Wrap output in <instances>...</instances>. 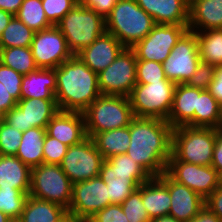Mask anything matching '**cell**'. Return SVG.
<instances>
[{
    "mask_svg": "<svg viewBox=\"0 0 222 222\" xmlns=\"http://www.w3.org/2000/svg\"><path fill=\"white\" fill-rule=\"evenodd\" d=\"M12 219L0 211V222H11Z\"/></svg>",
    "mask_w": 222,
    "mask_h": 222,
    "instance_id": "obj_55",
    "label": "cell"
},
{
    "mask_svg": "<svg viewBox=\"0 0 222 222\" xmlns=\"http://www.w3.org/2000/svg\"><path fill=\"white\" fill-rule=\"evenodd\" d=\"M188 222H222V220L205 205L198 214Z\"/></svg>",
    "mask_w": 222,
    "mask_h": 222,
    "instance_id": "obj_50",
    "label": "cell"
},
{
    "mask_svg": "<svg viewBox=\"0 0 222 222\" xmlns=\"http://www.w3.org/2000/svg\"><path fill=\"white\" fill-rule=\"evenodd\" d=\"M167 188L171 197L169 215L180 222H188L205 206V199L185 185L167 175Z\"/></svg>",
    "mask_w": 222,
    "mask_h": 222,
    "instance_id": "obj_20",
    "label": "cell"
},
{
    "mask_svg": "<svg viewBox=\"0 0 222 222\" xmlns=\"http://www.w3.org/2000/svg\"><path fill=\"white\" fill-rule=\"evenodd\" d=\"M46 135V128H30L23 132L21 144L16 157L30 168L43 163V144Z\"/></svg>",
    "mask_w": 222,
    "mask_h": 222,
    "instance_id": "obj_29",
    "label": "cell"
},
{
    "mask_svg": "<svg viewBox=\"0 0 222 222\" xmlns=\"http://www.w3.org/2000/svg\"><path fill=\"white\" fill-rule=\"evenodd\" d=\"M15 16L35 32L53 26L46 18L41 0H24Z\"/></svg>",
    "mask_w": 222,
    "mask_h": 222,
    "instance_id": "obj_34",
    "label": "cell"
},
{
    "mask_svg": "<svg viewBox=\"0 0 222 222\" xmlns=\"http://www.w3.org/2000/svg\"><path fill=\"white\" fill-rule=\"evenodd\" d=\"M104 158L91 137L68 147L60 164L72 183L86 181L99 176Z\"/></svg>",
    "mask_w": 222,
    "mask_h": 222,
    "instance_id": "obj_11",
    "label": "cell"
},
{
    "mask_svg": "<svg viewBox=\"0 0 222 222\" xmlns=\"http://www.w3.org/2000/svg\"><path fill=\"white\" fill-rule=\"evenodd\" d=\"M56 72L55 69L37 68L35 71L23 75L21 85V99L39 98L56 100Z\"/></svg>",
    "mask_w": 222,
    "mask_h": 222,
    "instance_id": "obj_25",
    "label": "cell"
},
{
    "mask_svg": "<svg viewBox=\"0 0 222 222\" xmlns=\"http://www.w3.org/2000/svg\"><path fill=\"white\" fill-rule=\"evenodd\" d=\"M29 195L18 189H0V211L12 220H18L22 215L25 201Z\"/></svg>",
    "mask_w": 222,
    "mask_h": 222,
    "instance_id": "obj_35",
    "label": "cell"
},
{
    "mask_svg": "<svg viewBox=\"0 0 222 222\" xmlns=\"http://www.w3.org/2000/svg\"><path fill=\"white\" fill-rule=\"evenodd\" d=\"M136 55L131 48H124L116 59L98 75L101 95L128 97L136 81Z\"/></svg>",
    "mask_w": 222,
    "mask_h": 222,
    "instance_id": "obj_9",
    "label": "cell"
},
{
    "mask_svg": "<svg viewBox=\"0 0 222 222\" xmlns=\"http://www.w3.org/2000/svg\"><path fill=\"white\" fill-rule=\"evenodd\" d=\"M218 130L222 132V114H221V122H220V125L218 127Z\"/></svg>",
    "mask_w": 222,
    "mask_h": 222,
    "instance_id": "obj_56",
    "label": "cell"
},
{
    "mask_svg": "<svg viewBox=\"0 0 222 222\" xmlns=\"http://www.w3.org/2000/svg\"><path fill=\"white\" fill-rule=\"evenodd\" d=\"M194 32L198 40V48L201 61L214 66H221L222 29Z\"/></svg>",
    "mask_w": 222,
    "mask_h": 222,
    "instance_id": "obj_31",
    "label": "cell"
},
{
    "mask_svg": "<svg viewBox=\"0 0 222 222\" xmlns=\"http://www.w3.org/2000/svg\"><path fill=\"white\" fill-rule=\"evenodd\" d=\"M202 91L187 84H176L171 111L167 118L172 128L194 127V111L197 109L198 96Z\"/></svg>",
    "mask_w": 222,
    "mask_h": 222,
    "instance_id": "obj_22",
    "label": "cell"
},
{
    "mask_svg": "<svg viewBox=\"0 0 222 222\" xmlns=\"http://www.w3.org/2000/svg\"><path fill=\"white\" fill-rule=\"evenodd\" d=\"M67 210L62 206L28 196L19 222H58Z\"/></svg>",
    "mask_w": 222,
    "mask_h": 222,
    "instance_id": "obj_27",
    "label": "cell"
},
{
    "mask_svg": "<svg viewBox=\"0 0 222 222\" xmlns=\"http://www.w3.org/2000/svg\"><path fill=\"white\" fill-rule=\"evenodd\" d=\"M124 48L114 35L105 31L76 56L93 72L98 74L100 71L106 69Z\"/></svg>",
    "mask_w": 222,
    "mask_h": 222,
    "instance_id": "obj_18",
    "label": "cell"
},
{
    "mask_svg": "<svg viewBox=\"0 0 222 222\" xmlns=\"http://www.w3.org/2000/svg\"><path fill=\"white\" fill-rule=\"evenodd\" d=\"M67 145L61 143L59 140L45 135L43 144V163L60 165L63 157L68 150Z\"/></svg>",
    "mask_w": 222,
    "mask_h": 222,
    "instance_id": "obj_40",
    "label": "cell"
},
{
    "mask_svg": "<svg viewBox=\"0 0 222 222\" xmlns=\"http://www.w3.org/2000/svg\"><path fill=\"white\" fill-rule=\"evenodd\" d=\"M155 24L188 25V0H135Z\"/></svg>",
    "mask_w": 222,
    "mask_h": 222,
    "instance_id": "obj_21",
    "label": "cell"
},
{
    "mask_svg": "<svg viewBox=\"0 0 222 222\" xmlns=\"http://www.w3.org/2000/svg\"><path fill=\"white\" fill-rule=\"evenodd\" d=\"M188 25L155 24L151 32L131 49L137 60L163 63Z\"/></svg>",
    "mask_w": 222,
    "mask_h": 222,
    "instance_id": "obj_15",
    "label": "cell"
},
{
    "mask_svg": "<svg viewBox=\"0 0 222 222\" xmlns=\"http://www.w3.org/2000/svg\"><path fill=\"white\" fill-rule=\"evenodd\" d=\"M129 126L127 155L152 177L165 173L172 156L173 128L169 122L158 118L134 117Z\"/></svg>",
    "mask_w": 222,
    "mask_h": 222,
    "instance_id": "obj_1",
    "label": "cell"
},
{
    "mask_svg": "<svg viewBox=\"0 0 222 222\" xmlns=\"http://www.w3.org/2000/svg\"><path fill=\"white\" fill-rule=\"evenodd\" d=\"M23 75L0 62V82L7 88L8 93L18 102L21 100V85Z\"/></svg>",
    "mask_w": 222,
    "mask_h": 222,
    "instance_id": "obj_41",
    "label": "cell"
},
{
    "mask_svg": "<svg viewBox=\"0 0 222 222\" xmlns=\"http://www.w3.org/2000/svg\"><path fill=\"white\" fill-rule=\"evenodd\" d=\"M24 0H0V9L16 15Z\"/></svg>",
    "mask_w": 222,
    "mask_h": 222,
    "instance_id": "obj_51",
    "label": "cell"
},
{
    "mask_svg": "<svg viewBox=\"0 0 222 222\" xmlns=\"http://www.w3.org/2000/svg\"><path fill=\"white\" fill-rule=\"evenodd\" d=\"M30 178L31 168L18 157L0 155V189L12 187L29 195Z\"/></svg>",
    "mask_w": 222,
    "mask_h": 222,
    "instance_id": "obj_26",
    "label": "cell"
},
{
    "mask_svg": "<svg viewBox=\"0 0 222 222\" xmlns=\"http://www.w3.org/2000/svg\"><path fill=\"white\" fill-rule=\"evenodd\" d=\"M30 48L38 68L56 69L73 56L56 26L35 32Z\"/></svg>",
    "mask_w": 222,
    "mask_h": 222,
    "instance_id": "obj_16",
    "label": "cell"
},
{
    "mask_svg": "<svg viewBox=\"0 0 222 222\" xmlns=\"http://www.w3.org/2000/svg\"><path fill=\"white\" fill-rule=\"evenodd\" d=\"M46 134L69 147L79 144L87 138L84 114L59 110L47 124Z\"/></svg>",
    "mask_w": 222,
    "mask_h": 222,
    "instance_id": "obj_19",
    "label": "cell"
},
{
    "mask_svg": "<svg viewBox=\"0 0 222 222\" xmlns=\"http://www.w3.org/2000/svg\"><path fill=\"white\" fill-rule=\"evenodd\" d=\"M222 107L208 90L198 96L197 109L194 111V127L218 129L221 122Z\"/></svg>",
    "mask_w": 222,
    "mask_h": 222,
    "instance_id": "obj_30",
    "label": "cell"
},
{
    "mask_svg": "<svg viewBox=\"0 0 222 222\" xmlns=\"http://www.w3.org/2000/svg\"><path fill=\"white\" fill-rule=\"evenodd\" d=\"M58 222H77L68 212Z\"/></svg>",
    "mask_w": 222,
    "mask_h": 222,
    "instance_id": "obj_54",
    "label": "cell"
},
{
    "mask_svg": "<svg viewBox=\"0 0 222 222\" xmlns=\"http://www.w3.org/2000/svg\"><path fill=\"white\" fill-rule=\"evenodd\" d=\"M0 62L22 75H27L38 68L30 47L0 49Z\"/></svg>",
    "mask_w": 222,
    "mask_h": 222,
    "instance_id": "obj_32",
    "label": "cell"
},
{
    "mask_svg": "<svg viewBox=\"0 0 222 222\" xmlns=\"http://www.w3.org/2000/svg\"><path fill=\"white\" fill-rule=\"evenodd\" d=\"M35 31L14 16L0 37V49L30 47Z\"/></svg>",
    "mask_w": 222,
    "mask_h": 222,
    "instance_id": "obj_33",
    "label": "cell"
},
{
    "mask_svg": "<svg viewBox=\"0 0 222 222\" xmlns=\"http://www.w3.org/2000/svg\"><path fill=\"white\" fill-rule=\"evenodd\" d=\"M151 222H180V221L176 220L174 217H171L170 215H165L159 218H155L151 220Z\"/></svg>",
    "mask_w": 222,
    "mask_h": 222,
    "instance_id": "obj_53",
    "label": "cell"
},
{
    "mask_svg": "<svg viewBox=\"0 0 222 222\" xmlns=\"http://www.w3.org/2000/svg\"><path fill=\"white\" fill-rule=\"evenodd\" d=\"M201 62L198 40L194 31L187 30L162 63L165 77L175 84H186Z\"/></svg>",
    "mask_w": 222,
    "mask_h": 222,
    "instance_id": "obj_10",
    "label": "cell"
},
{
    "mask_svg": "<svg viewBox=\"0 0 222 222\" xmlns=\"http://www.w3.org/2000/svg\"><path fill=\"white\" fill-rule=\"evenodd\" d=\"M55 99L60 111L83 113L101 91L98 75L73 55L55 69Z\"/></svg>",
    "mask_w": 222,
    "mask_h": 222,
    "instance_id": "obj_2",
    "label": "cell"
},
{
    "mask_svg": "<svg viewBox=\"0 0 222 222\" xmlns=\"http://www.w3.org/2000/svg\"><path fill=\"white\" fill-rule=\"evenodd\" d=\"M8 92L9 91L7 90V88L0 82V116L1 117L17 105V101Z\"/></svg>",
    "mask_w": 222,
    "mask_h": 222,
    "instance_id": "obj_49",
    "label": "cell"
},
{
    "mask_svg": "<svg viewBox=\"0 0 222 222\" xmlns=\"http://www.w3.org/2000/svg\"><path fill=\"white\" fill-rule=\"evenodd\" d=\"M107 161L113 165V170L122 172H147L141 165L130 158L127 153L115 155Z\"/></svg>",
    "mask_w": 222,
    "mask_h": 222,
    "instance_id": "obj_44",
    "label": "cell"
},
{
    "mask_svg": "<svg viewBox=\"0 0 222 222\" xmlns=\"http://www.w3.org/2000/svg\"><path fill=\"white\" fill-rule=\"evenodd\" d=\"M118 0H79V3L86 8L95 11L98 15L106 19Z\"/></svg>",
    "mask_w": 222,
    "mask_h": 222,
    "instance_id": "obj_45",
    "label": "cell"
},
{
    "mask_svg": "<svg viewBox=\"0 0 222 222\" xmlns=\"http://www.w3.org/2000/svg\"><path fill=\"white\" fill-rule=\"evenodd\" d=\"M99 177L106 183L110 204H122L135 189L152 176L148 172L115 171L113 165L104 160Z\"/></svg>",
    "mask_w": 222,
    "mask_h": 222,
    "instance_id": "obj_17",
    "label": "cell"
},
{
    "mask_svg": "<svg viewBox=\"0 0 222 222\" xmlns=\"http://www.w3.org/2000/svg\"><path fill=\"white\" fill-rule=\"evenodd\" d=\"M59 111L56 100L23 98L1 118L15 129L25 132L30 128H46Z\"/></svg>",
    "mask_w": 222,
    "mask_h": 222,
    "instance_id": "obj_14",
    "label": "cell"
},
{
    "mask_svg": "<svg viewBox=\"0 0 222 222\" xmlns=\"http://www.w3.org/2000/svg\"><path fill=\"white\" fill-rule=\"evenodd\" d=\"M23 132L0 119V155L16 156Z\"/></svg>",
    "mask_w": 222,
    "mask_h": 222,
    "instance_id": "obj_37",
    "label": "cell"
},
{
    "mask_svg": "<svg viewBox=\"0 0 222 222\" xmlns=\"http://www.w3.org/2000/svg\"><path fill=\"white\" fill-rule=\"evenodd\" d=\"M191 31L222 29V0H188Z\"/></svg>",
    "mask_w": 222,
    "mask_h": 222,
    "instance_id": "obj_24",
    "label": "cell"
},
{
    "mask_svg": "<svg viewBox=\"0 0 222 222\" xmlns=\"http://www.w3.org/2000/svg\"><path fill=\"white\" fill-rule=\"evenodd\" d=\"M110 205L108 188L99 177L73 183L72 200L67 212L77 222H87L97 211Z\"/></svg>",
    "mask_w": 222,
    "mask_h": 222,
    "instance_id": "obj_12",
    "label": "cell"
},
{
    "mask_svg": "<svg viewBox=\"0 0 222 222\" xmlns=\"http://www.w3.org/2000/svg\"><path fill=\"white\" fill-rule=\"evenodd\" d=\"M211 166L222 174V132L215 129V146Z\"/></svg>",
    "mask_w": 222,
    "mask_h": 222,
    "instance_id": "obj_48",
    "label": "cell"
},
{
    "mask_svg": "<svg viewBox=\"0 0 222 222\" xmlns=\"http://www.w3.org/2000/svg\"><path fill=\"white\" fill-rule=\"evenodd\" d=\"M215 128L180 126L173 128L172 155L179 161L211 166Z\"/></svg>",
    "mask_w": 222,
    "mask_h": 222,
    "instance_id": "obj_6",
    "label": "cell"
},
{
    "mask_svg": "<svg viewBox=\"0 0 222 222\" xmlns=\"http://www.w3.org/2000/svg\"><path fill=\"white\" fill-rule=\"evenodd\" d=\"M205 205L222 220V186L217 187L206 199Z\"/></svg>",
    "mask_w": 222,
    "mask_h": 222,
    "instance_id": "obj_46",
    "label": "cell"
},
{
    "mask_svg": "<svg viewBox=\"0 0 222 222\" xmlns=\"http://www.w3.org/2000/svg\"><path fill=\"white\" fill-rule=\"evenodd\" d=\"M87 137L129 126L134 114L129 97L100 95L83 112Z\"/></svg>",
    "mask_w": 222,
    "mask_h": 222,
    "instance_id": "obj_4",
    "label": "cell"
},
{
    "mask_svg": "<svg viewBox=\"0 0 222 222\" xmlns=\"http://www.w3.org/2000/svg\"><path fill=\"white\" fill-rule=\"evenodd\" d=\"M106 31L125 48H132L153 29L155 22L135 0H118L105 19Z\"/></svg>",
    "mask_w": 222,
    "mask_h": 222,
    "instance_id": "obj_3",
    "label": "cell"
},
{
    "mask_svg": "<svg viewBox=\"0 0 222 222\" xmlns=\"http://www.w3.org/2000/svg\"><path fill=\"white\" fill-rule=\"evenodd\" d=\"M92 140L104 160L125 154L130 145V126L96 133Z\"/></svg>",
    "mask_w": 222,
    "mask_h": 222,
    "instance_id": "obj_28",
    "label": "cell"
},
{
    "mask_svg": "<svg viewBox=\"0 0 222 222\" xmlns=\"http://www.w3.org/2000/svg\"><path fill=\"white\" fill-rule=\"evenodd\" d=\"M87 222H129L121 204H110L97 211Z\"/></svg>",
    "mask_w": 222,
    "mask_h": 222,
    "instance_id": "obj_43",
    "label": "cell"
},
{
    "mask_svg": "<svg viewBox=\"0 0 222 222\" xmlns=\"http://www.w3.org/2000/svg\"><path fill=\"white\" fill-rule=\"evenodd\" d=\"M121 207L129 222H151L142 203L141 185L123 201Z\"/></svg>",
    "mask_w": 222,
    "mask_h": 222,
    "instance_id": "obj_36",
    "label": "cell"
},
{
    "mask_svg": "<svg viewBox=\"0 0 222 222\" xmlns=\"http://www.w3.org/2000/svg\"><path fill=\"white\" fill-rule=\"evenodd\" d=\"M13 17L11 13L0 9V37Z\"/></svg>",
    "mask_w": 222,
    "mask_h": 222,
    "instance_id": "obj_52",
    "label": "cell"
},
{
    "mask_svg": "<svg viewBox=\"0 0 222 222\" xmlns=\"http://www.w3.org/2000/svg\"><path fill=\"white\" fill-rule=\"evenodd\" d=\"M141 198L151 220L169 215L171 197L167 188V174L151 177L141 184Z\"/></svg>",
    "mask_w": 222,
    "mask_h": 222,
    "instance_id": "obj_23",
    "label": "cell"
},
{
    "mask_svg": "<svg viewBox=\"0 0 222 222\" xmlns=\"http://www.w3.org/2000/svg\"><path fill=\"white\" fill-rule=\"evenodd\" d=\"M165 173L204 199L220 186V175L212 166L186 163L177 160L173 155L168 160Z\"/></svg>",
    "mask_w": 222,
    "mask_h": 222,
    "instance_id": "obj_13",
    "label": "cell"
},
{
    "mask_svg": "<svg viewBox=\"0 0 222 222\" xmlns=\"http://www.w3.org/2000/svg\"><path fill=\"white\" fill-rule=\"evenodd\" d=\"M215 69L216 66L201 61L186 84L190 87L208 90V87L213 81Z\"/></svg>",
    "mask_w": 222,
    "mask_h": 222,
    "instance_id": "obj_42",
    "label": "cell"
},
{
    "mask_svg": "<svg viewBox=\"0 0 222 222\" xmlns=\"http://www.w3.org/2000/svg\"><path fill=\"white\" fill-rule=\"evenodd\" d=\"M210 94L218 101L222 107V65L216 66L213 81L208 87Z\"/></svg>",
    "mask_w": 222,
    "mask_h": 222,
    "instance_id": "obj_47",
    "label": "cell"
},
{
    "mask_svg": "<svg viewBox=\"0 0 222 222\" xmlns=\"http://www.w3.org/2000/svg\"><path fill=\"white\" fill-rule=\"evenodd\" d=\"M69 50L77 55L106 31L105 19L95 11L76 4L56 25Z\"/></svg>",
    "mask_w": 222,
    "mask_h": 222,
    "instance_id": "obj_5",
    "label": "cell"
},
{
    "mask_svg": "<svg viewBox=\"0 0 222 222\" xmlns=\"http://www.w3.org/2000/svg\"><path fill=\"white\" fill-rule=\"evenodd\" d=\"M220 185L222 186V174L220 175Z\"/></svg>",
    "mask_w": 222,
    "mask_h": 222,
    "instance_id": "obj_57",
    "label": "cell"
},
{
    "mask_svg": "<svg viewBox=\"0 0 222 222\" xmlns=\"http://www.w3.org/2000/svg\"><path fill=\"white\" fill-rule=\"evenodd\" d=\"M165 74L162 63L156 61L137 60L136 81L137 84H149L164 80Z\"/></svg>",
    "mask_w": 222,
    "mask_h": 222,
    "instance_id": "obj_38",
    "label": "cell"
},
{
    "mask_svg": "<svg viewBox=\"0 0 222 222\" xmlns=\"http://www.w3.org/2000/svg\"><path fill=\"white\" fill-rule=\"evenodd\" d=\"M73 183L60 165L42 163L31 168L29 195L69 209Z\"/></svg>",
    "mask_w": 222,
    "mask_h": 222,
    "instance_id": "obj_8",
    "label": "cell"
},
{
    "mask_svg": "<svg viewBox=\"0 0 222 222\" xmlns=\"http://www.w3.org/2000/svg\"><path fill=\"white\" fill-rule=\"evenodd\" d=\"M48 21L55 26L79 0H41Z\"/></svg>",
    "mask_w": 222,
    "mask_h": 222,
    "instance_id": "obj_39",
    "label": "cell"
},
{
    "mask_svg": "<svg viewBox=\"0 0 222 222\" xmlns=\"http://www.w3.org/2000/svg\"><path fill=\"white\" fill-rule=\"evenodd\" d=\"M176 84L167 78L149 84H136L128 96L134 117L158 118L169 117Z\"/></svg>",
    "mask_w": 222,
    "mask_h": 222,
    "instance_id": "obj_7",
    "label": "cell"
}]
</instances>
